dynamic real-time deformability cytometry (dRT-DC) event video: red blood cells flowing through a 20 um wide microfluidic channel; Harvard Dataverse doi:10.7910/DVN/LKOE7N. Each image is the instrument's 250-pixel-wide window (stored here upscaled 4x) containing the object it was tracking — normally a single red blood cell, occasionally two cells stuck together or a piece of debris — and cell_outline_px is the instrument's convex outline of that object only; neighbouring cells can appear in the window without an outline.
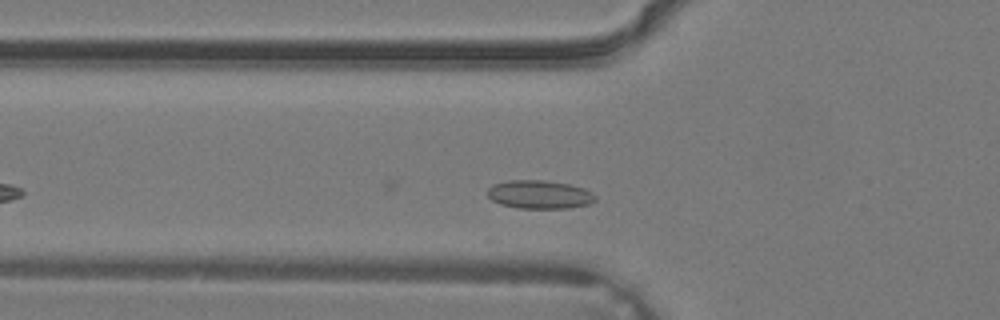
{"species": "common noctule bat (a hibernating species)", "species_latin": "Nyctalus noctula", "temperature_condition": "warm", "stored_images_in_passage": 10, "camera_frame_rate_fps": 3000, "um_per_image_px": 0.085, "animal": {"sex": "male", "body_mass_g": 19.2, "forearm_length_mm": 51.8}, "frame": {"image": 1, "passage_image": 3, "time_ms": 0.667, "image_size_px": [1000, 320], "cell_outline_px": [[596, 200], [588, 204], [568, 208], [516, 208], [500, 204], [492, 200], [488, 196], [488, 188], [492, 184], [508, 180], [544, 180], [568, 184], [584, 188], [592, 192], [596, 196]], "centroid_in_image_um": [45.84, 16.53], "position_along_channel_um": 80.0, "area_um2": 17.92}}
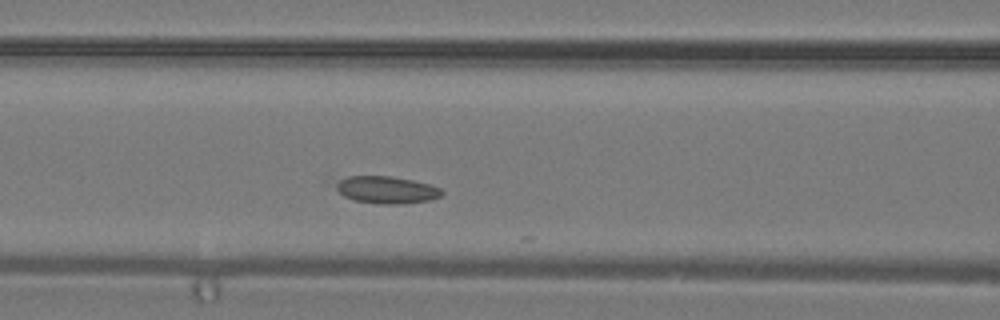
{"frame": {"image": 2, "passage_image": 6, "time_ms": 1.667, "image_size_px": [1000, 320], "cell_outline_px": [[444, 192], [440, 196], [432, 200], [404, 204], [380, 204], [352, 200], [344, 196], [336, 188], [336, 184], [340, 180], [348, 176], [392, 176], [412, 180], [428, 184], [440, 188]], "centroid_in_image_um": [32.88, 16.15], "position_along_channel_um": 133.7, "area_um2": 16.82}}
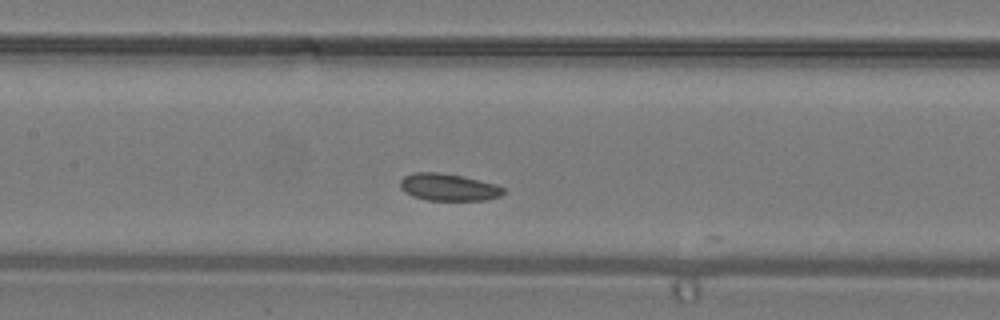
{"frame": {"image": 3, "passage_image": 8, "time_ms": 2.333, "image_size_px": [1000, 320], "cell_outline_px": [[504, 192], [500, 196], [484, 200], [428, 200], [412, 196], [404, 192], [400, 188], [400, 180], [404, 176], [412, 172], [436, 172], [464, 176], [496, 184], [504, 188]], "centroid_in_image_um": [38.09, 15.9], "position_along_channel_um": 169.3, "area_um2": 16.42}}